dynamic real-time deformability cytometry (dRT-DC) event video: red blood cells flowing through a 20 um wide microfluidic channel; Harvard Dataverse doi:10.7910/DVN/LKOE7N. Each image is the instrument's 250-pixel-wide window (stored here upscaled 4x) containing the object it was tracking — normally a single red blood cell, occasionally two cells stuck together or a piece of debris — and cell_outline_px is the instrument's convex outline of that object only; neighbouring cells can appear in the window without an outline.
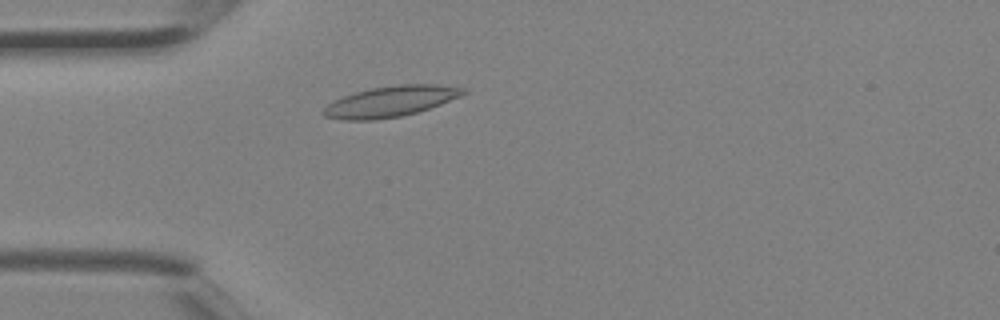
{"species": "Egyptian fruit bat (a non-hibernating species)", "species_latin": "Rousettus aegyptiacus", "temperature_condition": "room temperature", "stored_images_in_passage": 2, "camera_frame_rate_fps": 3000, "um_per_image_px": 0.085, "animal": {"sex": "female"}, "frame": {"image": 1, "passage_image": 2, "time_ms": 0.333, "image_size_px": [1000, 320], "cell_outline_px": [[468, 92], [460, 96], [440, 104], [416, 112], [400, 116], [376, 120], [344, 120], [324, 116], [320, 112], [328, 104], [344, 96], [356, 92], [372, 88], [400, 84], [436, 84], [464, 88]], "centroid_in_image_um": [33.19, 8.62], "position_along_channel_um": 51.8, "area_um2": 24.74}}